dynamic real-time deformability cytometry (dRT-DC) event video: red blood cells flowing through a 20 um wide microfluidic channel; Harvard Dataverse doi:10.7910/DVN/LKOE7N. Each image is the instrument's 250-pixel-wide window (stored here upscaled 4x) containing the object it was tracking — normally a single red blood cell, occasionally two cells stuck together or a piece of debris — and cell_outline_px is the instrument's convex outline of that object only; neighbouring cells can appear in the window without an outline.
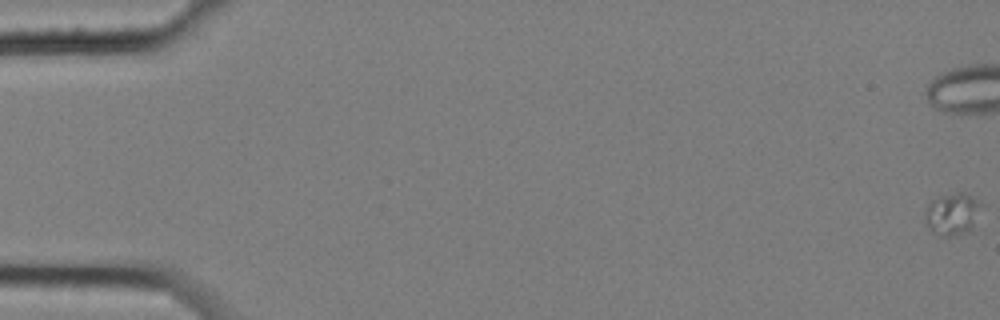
{"species": "common noctule bat (a hibernating species)", "species_latin": "Nyctalus noctula", "temperature_condition": "cold", "stored_images_in_passage": 16, "camera_frame_rate_fps": 3000, "um_per_image_px": 0.085, "animal": {"sex": "female", "body_mass_g": 25.1}, "frame": {"image": 1, "passage_image": 1, "time_ms": 0.0, "image_size_px": [1000, 320], "cell_outline_px": [[984, 204], [972, 228], [968, 232], [952, 236], [944, 236], [932, 232], [924, 220], [924, 212], [928, 204], [932, 200], [940, 196], [960, 192], [964, 192]], "centroid_in_image_um": [80.96, 18.19], "position_along_channel_um": 4.0, "area_um2": 13.93}}
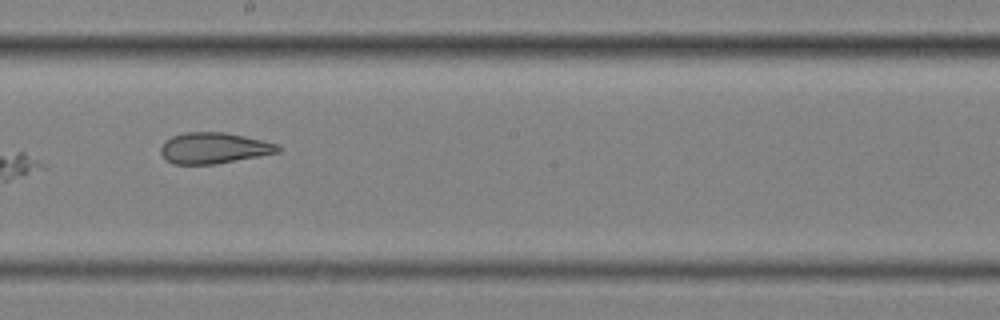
{"frame": {"image": 2, "passage_image": 10, "time_ms": 3.0, "image_size_px": [1000, 320], "cell_outline_px": [[280, 152], [216, 164], [172, 164], [164, 160], [160, 152], [160, 148], [164, 140], [172, 136], [184, 132], [224, 132], [244, 136], [276, 144], [280, 148]], "centroid_in_image_um": [18.1, 12.59], "position_along_channel_um": 230.1, "area_um2": 21.21}}